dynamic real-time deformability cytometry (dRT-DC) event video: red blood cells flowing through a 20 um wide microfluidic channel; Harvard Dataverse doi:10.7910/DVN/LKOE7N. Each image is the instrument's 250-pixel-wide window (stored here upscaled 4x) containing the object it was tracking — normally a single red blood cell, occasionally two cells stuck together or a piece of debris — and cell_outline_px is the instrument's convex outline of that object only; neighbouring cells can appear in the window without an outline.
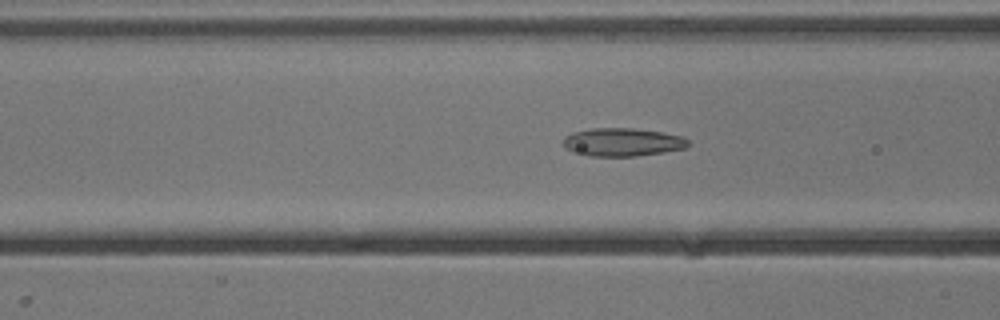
{"species": "common noctule bat (a hibernating species)", "species_latin": "Nyctalus noctula", "temperature_condition": "cold", "stored_images_in_passage": 55, "camera_frame_rate_fps": 3000, "um_per_image_px": 0.085, "animal": {"sex": "male", "body_mass_g": 13.3}, "frame": {"image": 1, "passage_image": 21, "time_ms": 6.667, "image_size_px": [1000, 320], "cell_outline_px": [[688, 144], [684, 148], [664, 152], [636, 156], [588, 156], [572, 152], [564, 148], [564, 136], [572, 132], [592, 128], [632, 128], [664, 132], [684, 136], [688, 140]], "centroid_in_image_um": [52.89, 12.08], "position_along_channel_um": 113.7, "area_um2": 20.69}}
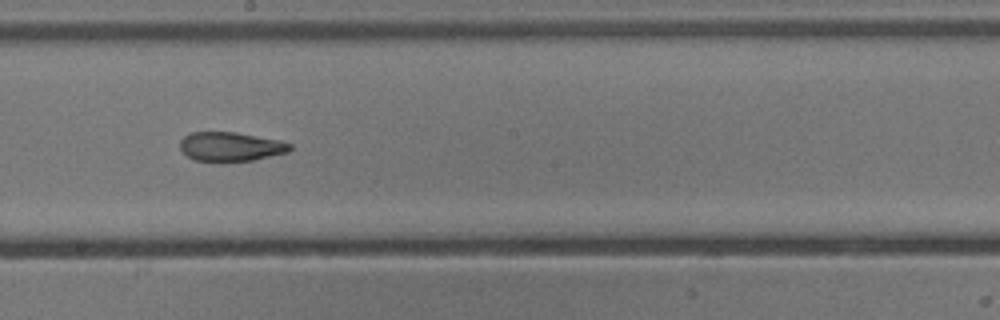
{"frame": {"image": 2, "passage_image": 30, "time_ms": 9.667, "image_size_px": [1000, 320], "cell_outline_px": [[292, 148], [288, 152], [252, 160], [192, 160], [180, 148], [180, 140], [184, 136], [192, 132], [236, 132], [280, 140], [292, 144]], "centroid_in_image_um": [19.62, 12.44], "position_along_channel_um": 228.6, "area_um2": 18.38}}
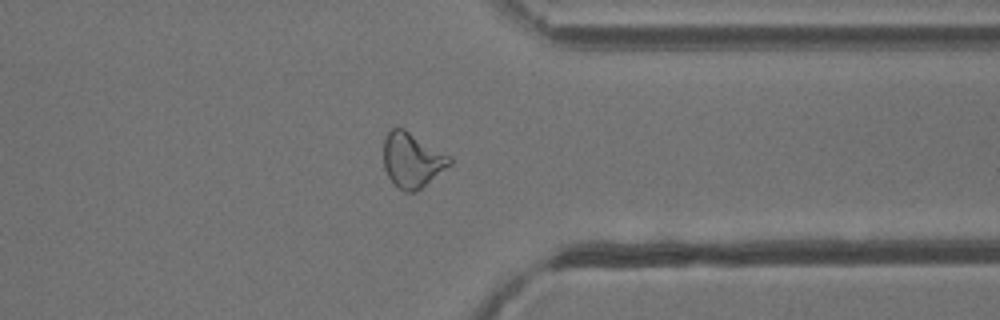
{"frame": {"image": 3, "passage_image": 42, "time_ms": 13.667, "image_size_px": [1000, 320], "cell_outline_px": [[452, 164], [416, 192], [404, 192], [392, 184], [384, 168], [384, 136], [392, 128], [404, 128], [452, 156]], "centroid_in_image_um": [35.04, 13.61], "position_along_channel_um": 376.4, "area_um2": 21.44}, "authors_computed_cell_mechanics": {"area_um2": 21.2704, "velocity_mm_per_s": 3.825, "shape_relaxation_time_tau1_ms": null, "shape_relaxation_time_tau2_ms": 2.9197, "deformation_change_tau1": null, "deformation_change_tau2": 0.1078}}